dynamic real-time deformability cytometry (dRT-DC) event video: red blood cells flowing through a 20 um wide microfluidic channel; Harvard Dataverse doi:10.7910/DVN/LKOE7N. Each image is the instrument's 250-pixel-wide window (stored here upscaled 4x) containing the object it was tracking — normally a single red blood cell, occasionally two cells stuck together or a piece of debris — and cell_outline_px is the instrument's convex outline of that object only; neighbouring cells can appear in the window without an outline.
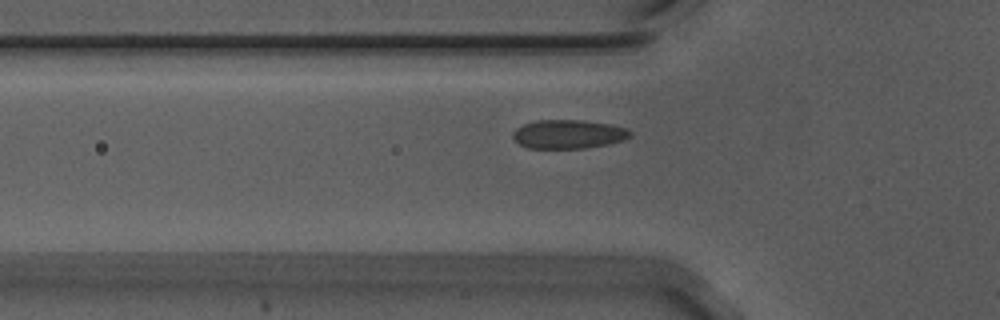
{"species": "Egyptian fruit bat (a non-hibernating species)", "species_latin": "Rousettus aegyptiacus", "temperature_condition": "warm", "stored_images_in_passage": 19, "camera_frame_rate_fps": 3000, "um_per_image_px": 0.085, "animal": {"sex": "male"}, "frame": {"image": 1, "passage_image": 18, "time_ms": 5.667, "image_size_px": [1000, 320], "cell_outline_px": [[632, 136], [624, 140], [608, 144], [584, 148], [528, 148], [520, 144], [512, 136], [512, 132], [516, 128], [524, 124], [536, 120], [580, 120], [612, 124], [628, 128], [632, 132]], "centroid_in_image_um": [48.35, 11.4], "position_along_channel_um": 77.5, "area_um2": 19.83}}